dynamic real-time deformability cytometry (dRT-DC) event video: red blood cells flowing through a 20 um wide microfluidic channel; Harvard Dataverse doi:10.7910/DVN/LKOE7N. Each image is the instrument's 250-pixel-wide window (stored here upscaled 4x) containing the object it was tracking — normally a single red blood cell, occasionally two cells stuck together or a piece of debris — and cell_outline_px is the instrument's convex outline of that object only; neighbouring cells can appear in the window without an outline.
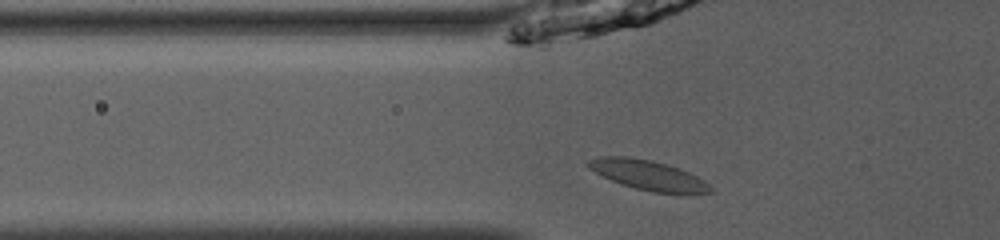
{"species": "common noctule bat (a hibernating species)", "species_latin": "Nyctalus noctula", "temperature_condition": "room temperature", "stored_images_in_passage": 36, "camera_frame_rate_fps": 3000, "um_per_image_px": 0.085, "animal": {"sex": "male", "body_mass_g": 13.0, "forearm_length_mm": 53.1}, "frame": {"image": 1, "passage_image": 3, "time_ms": 0.667, "image_size_px": [1000, 240], "cell_outline_px": [[712, 192], [652, 192], [636, 188], [612, 180], [588, 168], [584, 164], [588, 160], [600, 156], [624, 156], [648, 160], [668, 164], [680, 168], [704, 180], [712, 188]], "centroid_in_image_um": [55.04, 14.85], "position_along_channel_um": 70.8, "area_um2": 20.63}}
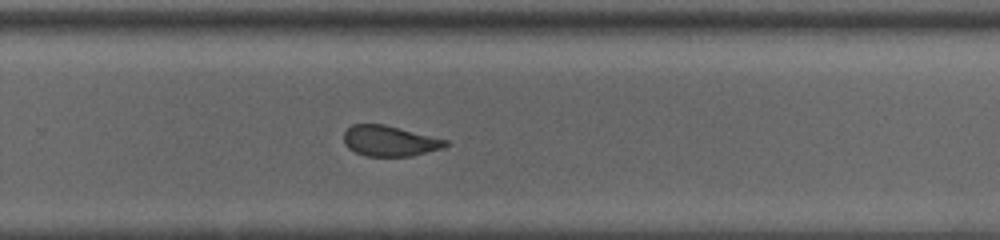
{"frame": {"image": 2, "passage_image": 20, "time_ms": 6.333, "image_size_px": [1000, 240], "cell_outline_px": [[448, 144], [444, 148], [412, 156], [368, 156], [356, 152], [348, 148], [344, 144], [344, 132], [352, 124], [384, 124], [448, 140]], "centroid_in_image_um": [33.12, 11.98], "position_along_channel_um": 296.7, "area_um2": 18.09}}
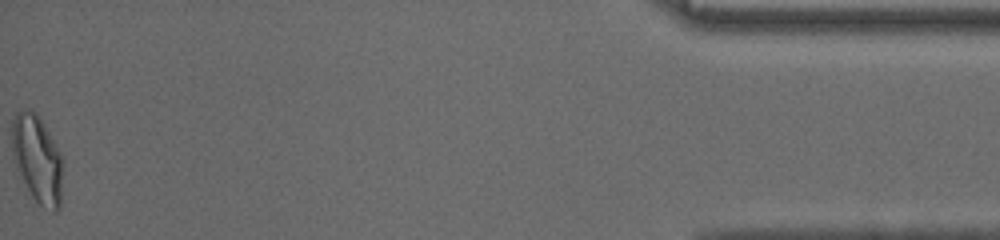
{"frame": {"image": 3, "passage_image": 36, "time_ms": 11.667, "image_size_px": [1000, 240], "cell_outline_px": [[60, 208], [56, 212], [52, 212], [44, 208], [32, 196], [16, 168], [12, 156], [12, 116], [16, 112], [24, 108], [32, 108], [36, 112], [44, 124], [60, 156]], "centroid_in_image_um": [3.11, 13.47], "position_along_channel_um": 432.1, "area_um2": 25.49}, "authors_computed_cell_mechanics": {"area_um2": 19.3919, "velocity_mm_per_s": 3.9893, "shape_relaxation_time_tau1_ms": 10.1925, "shape_relaxation_time_tau2_ms": 1.3069, "deformation_change_tau1": 0.2147, "deformation_change_tau2": 0.0787}}